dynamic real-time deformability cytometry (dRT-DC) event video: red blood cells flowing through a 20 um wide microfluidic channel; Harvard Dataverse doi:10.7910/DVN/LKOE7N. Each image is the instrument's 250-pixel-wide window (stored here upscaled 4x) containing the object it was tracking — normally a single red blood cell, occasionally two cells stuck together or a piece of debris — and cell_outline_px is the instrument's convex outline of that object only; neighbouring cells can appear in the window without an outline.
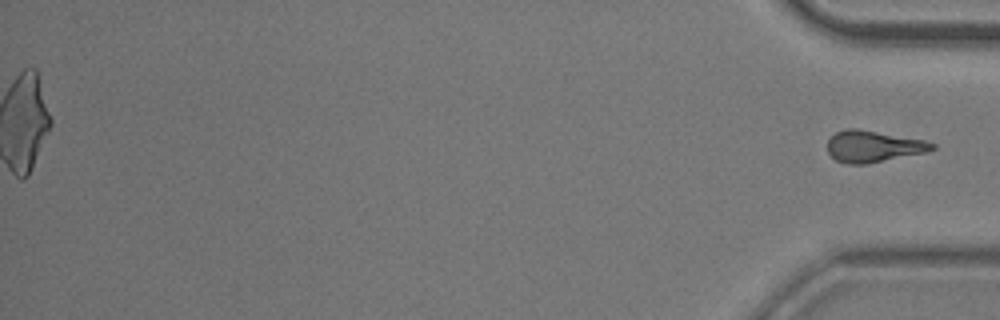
{"species": "common noctule bat (a hibernating species)", "species_latin": "Nyctalus noctula", "temperature_condition": "room temperature", "stored_images_in_passage": 55, "segment_of_instrument_passage": [2, 2], "camera_frame_rate_fps": 3000, "um_per_image_px": 0.085, "animal": {"sex": "male", "body_mass_g": 20.5, "forearm_length_mm": 52.5}, "frame": {"image": 1, "passage_image": 55, "time_ms": 18.0, "image_size_px": [1000, 320], "cell_outline_px": [[936, 148], [928, 152], [864, 164], [848, 164], [836, 160], [828, 152], [828, 140], [836, 132], [844, 128], [856, 128], [924, 140], [936, 144]], "centroid_in_image_um": [74.23, 12.44], "position_along_channel_um": 361.0, "area_um2": 19.13}}